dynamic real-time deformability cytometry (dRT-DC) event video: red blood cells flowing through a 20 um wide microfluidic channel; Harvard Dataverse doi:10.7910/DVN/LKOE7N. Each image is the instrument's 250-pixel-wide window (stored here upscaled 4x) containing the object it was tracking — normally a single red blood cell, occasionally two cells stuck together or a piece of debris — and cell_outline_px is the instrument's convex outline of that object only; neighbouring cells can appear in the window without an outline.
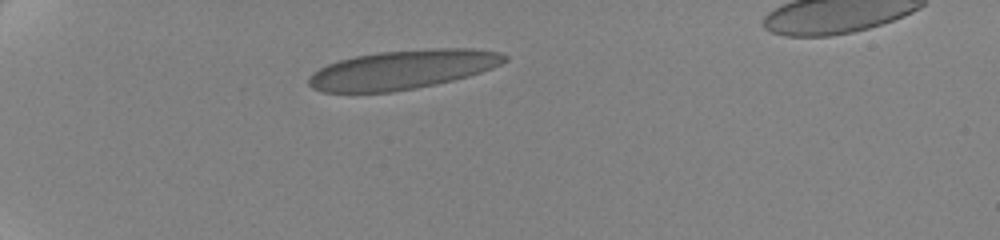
{"species": "human", "species_latin": "Homo sapiens", "temperature_condition": "cold", "stored_images_in_passage": 42, "camera_frame_rate_fps": 3000, "um_per_image_px": 0.085, "donor": {"sex": "female"}, "frame": {"image": 1, "passage_image": 1, "time_ms": 0.0, "image_size_px": [1000, 240], "cell_outline_px": [[508, 60], [492, 68], [468, 76], [436, 84], [416, 88], [392, 92], [320, 92], [312, 88], [308, 84], [308, 76], [312, 72], [328, 64], [340, 60], [356, 56], [380, 52], [432, 48], [472, 48], [500, 52], [508, 56]], "centroid_in_image_um": [34.21, 5.92], "position_along_channel_um": 50.8, "area_um2": 44.62}}
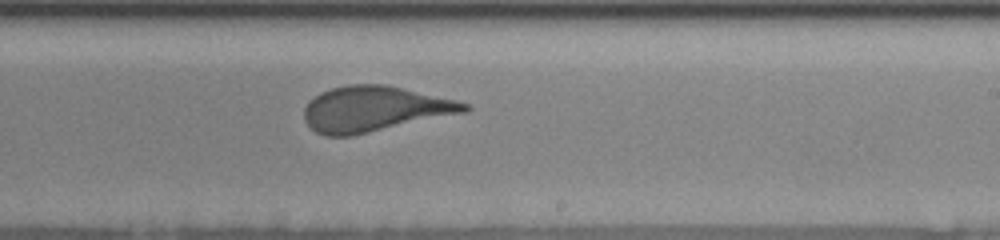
{"frame": {"image": 2, "passage_image": 20, "time_ms": 7.0, "image_size_px": [1000, 240], "cell_outline_px": [[472, 108], [468, 112], [352, 136], [324, 136], [316, 132], [304, 120], [304, 108], [308, 100], [320, 92], [332, 88], [348, 84], [384, 84], [456, 100], [468, 104]], "centroid_in_image_um": [31.82, 9.27], "position_along_channel_um": 257.2, "area_um2": 42.6}}
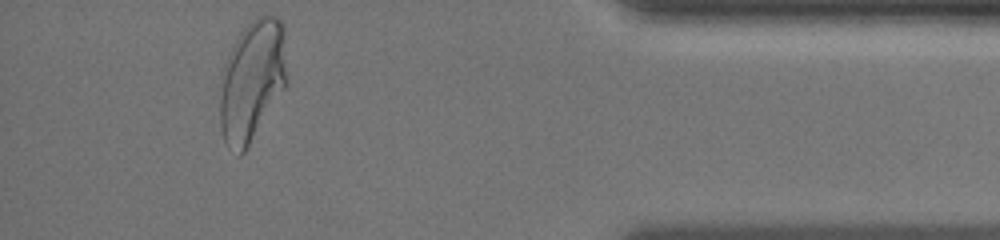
{"frame": {"image": 3, "passage_image": 40, "time_ms": 12.333, "image_size_px": [1000, 240], "cell_outline_px": [[284, 88], [244, 152], [240, 156], [224, 140], [220, 128], [220, 76], [224, 64], [240, 32], [256, 16], [264, 12], [276, 16], [284, 24]], "centroid_in_image_um": [21.39, 6.81], "position_along_channel_um": 413.8, "area_um2": 46.59}, "authors_computed_cell_mechanics": {"area_um2": 43.4945, "velocity_mm_per_s": 3.5055, "shape_relaxation_time_tau1_ms": 6.5022, "shape_relaxation_time_tau2_ms": null, "deformation_change_tau1": 0.1894, "deformation_change_tau2": null}}